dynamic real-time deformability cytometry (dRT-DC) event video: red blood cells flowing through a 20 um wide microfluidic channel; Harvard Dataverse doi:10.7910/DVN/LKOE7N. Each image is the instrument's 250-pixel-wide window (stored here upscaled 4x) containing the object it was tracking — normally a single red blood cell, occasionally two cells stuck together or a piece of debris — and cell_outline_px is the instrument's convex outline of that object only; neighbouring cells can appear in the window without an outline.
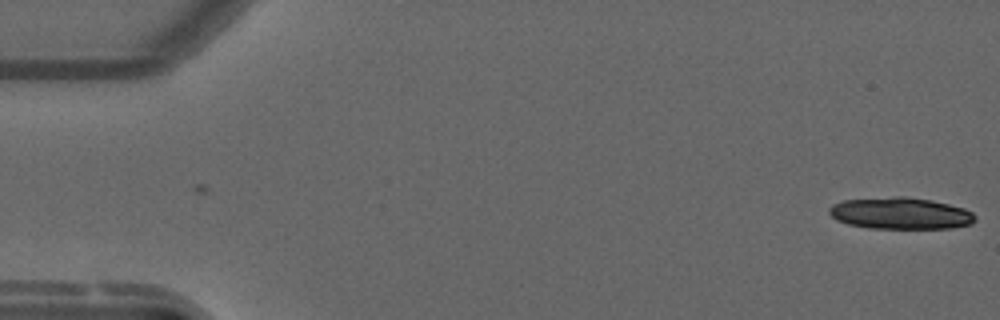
{"species": "common noctule bat (a hibernating species)", "species_latin": "Nyctalus noctula", "temperature_condition": "warm", "stored_images_in_passage": 4, "camera_frame_rate_fps": 3000, "um_per_image_px": 0.085, "animal": {"sex": "male", "forearm_length_mm": 52.5}, "frame": {"image": 1, "passage_image": 4, "time_ms": 1.0, "image_size_px": [1000, 320], "cell_outline_px": [[976, 220], [972, 224], [952, 228], [868, 228], [848, 224], [836, 220], [828, 212], [828, 208], [832, 204], [844, 200], [896, 196], [904, 196], [928, 200], [948, 204], [964, 208], [972, 212], [976, 216]], "centroid_in_image_um": [76.53, 18.13], "position_along_channel_um": 8.5, "area_um2": 26.99}}